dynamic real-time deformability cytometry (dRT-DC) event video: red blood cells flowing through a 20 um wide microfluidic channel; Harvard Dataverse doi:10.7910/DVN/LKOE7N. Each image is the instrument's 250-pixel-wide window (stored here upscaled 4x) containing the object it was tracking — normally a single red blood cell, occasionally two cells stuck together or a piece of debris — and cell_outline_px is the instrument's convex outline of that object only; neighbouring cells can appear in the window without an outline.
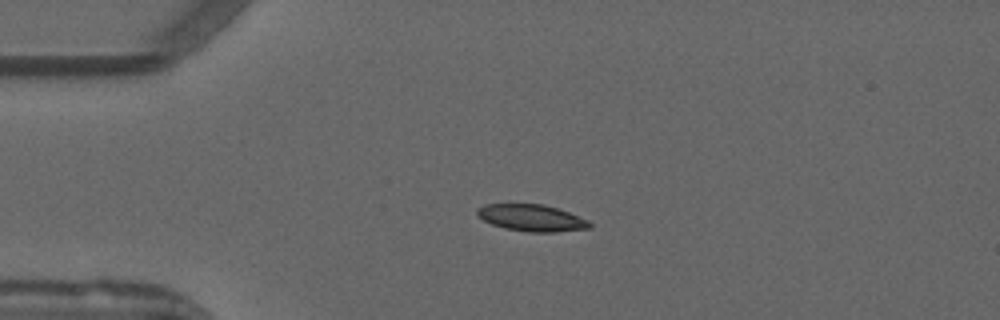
{"species": "common noctule bat (a hibernating species)", "species_latin": "Nyctalus noctula", "temperature_condition": "warm", "stored_images_in_passage": 19, "camera_frame_rate_fps": 3000, "um_per_image_px": 0.085, "animal": {"sex": "male", "forearm_length_mm": 52.5}, "frame": {"image": 1, "passage_image": 13, "time_ms": 4.0, "image_size_px": [1000, 320], "cell_outline_px": [[592, 228], [556, 232], [528, 232], [504, 228], [492, 224], [484, 220], [476, 212], [476, 208], [484, 204], [544, 204], [568, 212], [588, 220], [592, 224]], "centroid_in_image_um": [45.2, 18.52], "position_along_channel_um": 39.8, "area_um2": 17.51}}
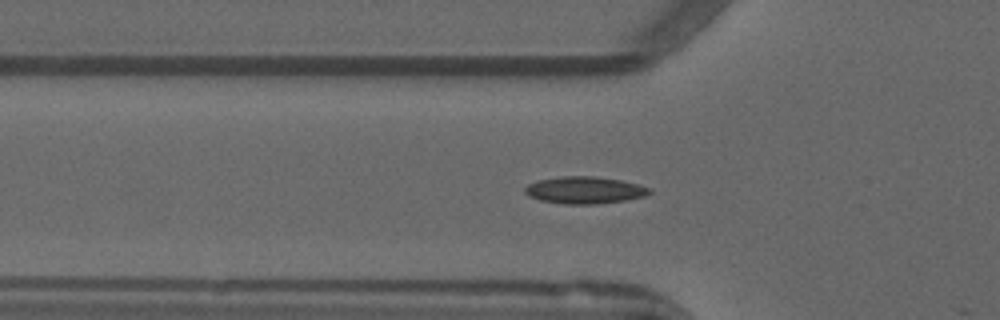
{"frame": {"image": 2, "passage_image": 18, "time_ms": 5.667, "image_size_px": [1000, 320], "cell_outline_px": [[652, 192], [644, 196], [624, 200], [596, 204], [564, 204], [540, 200], [528, 196], [524, 192], [524, 188], [528, 184], [536, 180], [560, 176], [596, 176], [620, 180], [652, 188]], "centroid_in_image_um": [49.65, 16.15], "position_along_channel_um": 76.1, "area_um2": 19.71}}